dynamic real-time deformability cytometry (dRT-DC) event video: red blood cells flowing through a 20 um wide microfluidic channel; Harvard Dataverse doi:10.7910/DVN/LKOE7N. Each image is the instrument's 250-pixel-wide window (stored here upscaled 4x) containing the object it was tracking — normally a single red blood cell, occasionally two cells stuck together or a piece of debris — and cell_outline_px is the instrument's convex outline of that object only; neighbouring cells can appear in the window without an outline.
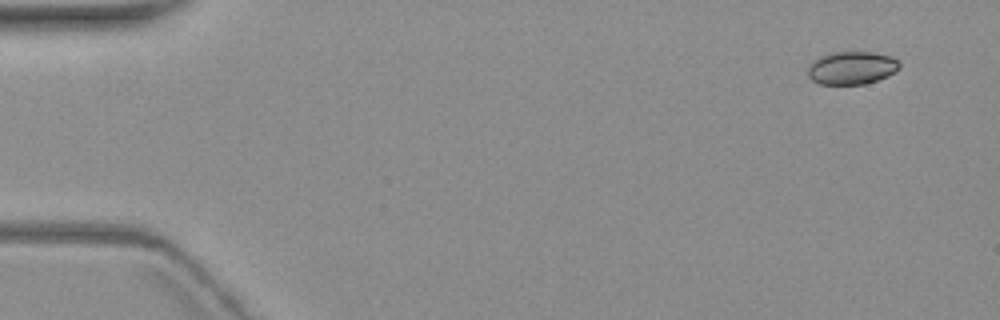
{"species": "common noctule bat (a hibernating species)", "species_latin": "Nyctalus noctula", "temperature_condition": "warm", "stored_images_in_passage": 5, "camera_frame_rate_fps": 3000, "um_per_image_px": 0.085, "animal": {"sex": "female", "body_mass_g": 19.3, "forearm_length_mm": 54.1}, "frame": {"image": 1, "passage_image": 1, "time_ms": 0.0, "image_size_px": [1000, 320], "cell_outline_px": [[900, 68], [888, 76], [864, 84], [820, 84], [812, 80], [808, 76], [808, 68], [820, 56], [832, 52], [872, 52], [892, 56], [900, 64]], "centroid_in_image_um": [72.41, 5.77], "position_along_channel_um": 12.6, "area_um2": 17.46}}
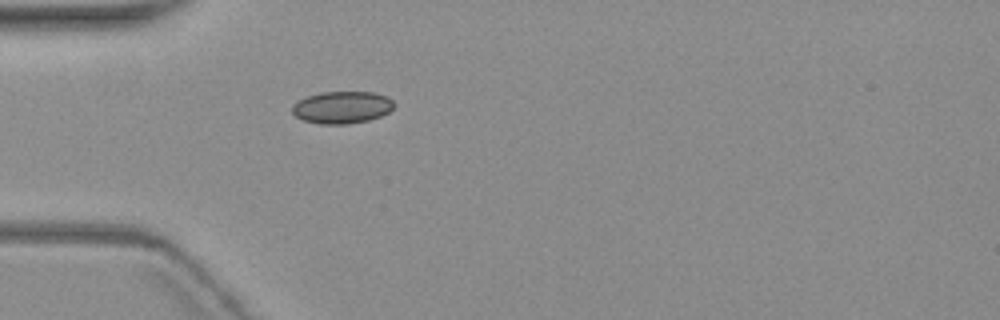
{"frame": {"image": 2, "passage_image": 5, "time_ms": 4.667, "image_size_px": [1000, 320], "cell_outline_px": [[396, 104], [388, 112], [380, 116], [368, 120], [348, 124], [320, 124], [304, 120], [296, 116], [292, 112], [292, 104], [308, 96], [320, 92], [372, 92], [388, 96]], "centroid_in_image_um": [29.08, 9.12], "position_along_channel_um": 55.9, "area_um2": 19.07}}